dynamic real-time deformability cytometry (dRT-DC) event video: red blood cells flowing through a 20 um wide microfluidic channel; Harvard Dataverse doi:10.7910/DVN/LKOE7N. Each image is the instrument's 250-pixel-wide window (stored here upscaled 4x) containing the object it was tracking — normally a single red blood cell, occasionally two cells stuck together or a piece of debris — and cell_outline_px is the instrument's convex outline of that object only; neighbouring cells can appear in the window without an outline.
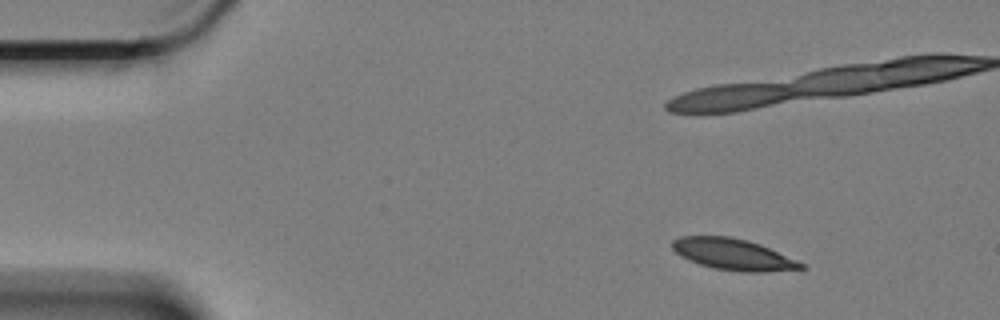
{"species": "Egyptian fruit bat (a non-hibernating species)", "species_latin": "Rousettus aegyptiacus", "temperature_condition": "cold", "stored_images_in_passage": 7, "camera_frame_rate_fps": 3000, "um_per_image_px": 0.085, "animal": {"sex": "female"}, "frame": {"image": 1, "passage_image": 1, "time_ms": 0.0, "image_size_px": [1000, 320], "cell_outline_px": [[808, 268], [768, 272], [740, 272], [716, 268], [700, 264], [688, 260], [680, 256], [672, 248], [672, 240], [680, 236], [728, 236], [748, 240], [760, 244], [796, 260], [804, 264]], "centroid_in_image_um": [62.31, 21.62], "position_along_channel_um": 22.7, "area_um2": 23.47}}